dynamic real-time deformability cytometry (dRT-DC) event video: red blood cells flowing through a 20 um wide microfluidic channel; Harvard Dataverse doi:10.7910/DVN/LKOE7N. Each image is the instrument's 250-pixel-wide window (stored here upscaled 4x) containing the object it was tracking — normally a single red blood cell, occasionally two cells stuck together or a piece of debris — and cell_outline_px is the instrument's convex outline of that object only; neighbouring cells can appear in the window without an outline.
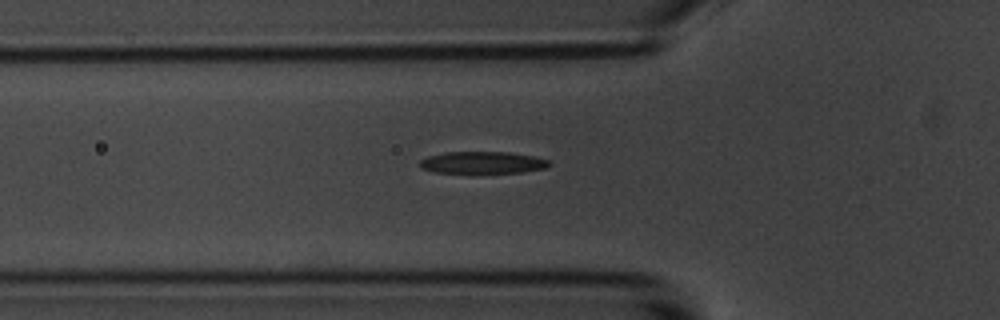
{"species": "common noctule bat (a hibernating species)", "species_latin": "Nyctalus noctula", "temperature_condition": "room temperature", "stored_images_in_passage": 37, "camera_frame_rate_fps": 3000, "um_per_image_px": 0.085, "animal": {"sex": "male", "body_mass_g": 20.1, "forearm_length_mm": 53.5}, "frame": {"image": 1, "passage_image": 7, "time_ms": 2.0, "image_size_px": [1000, 320], "cell_outline_px": [[552, 164], [548, 168], [520, 172], [432, 172], [420, 168], [420, 160], [428, 156], [444, 152], [508, 152], [532, 156], [552, 160]], "centroid_in_image_um": [41.05, 13.81], "position_along_channel_um": 84.7, "area_um2": 16.53}}
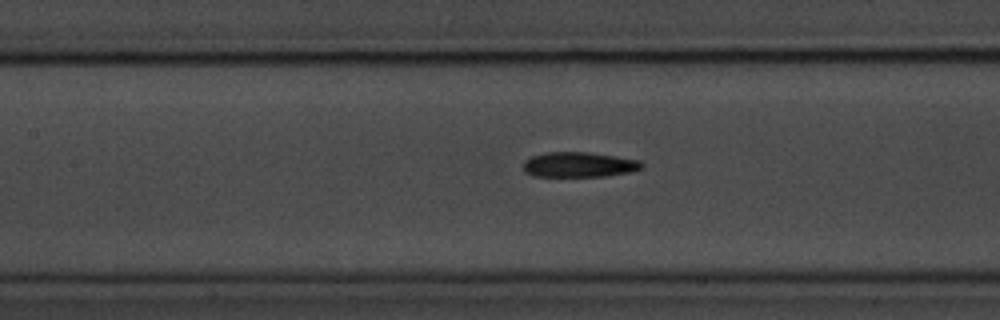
{"frame": {"image": 2, "passage_image": 13, "time_ms": 4.0, "image_size_px": [1000, 320], "cell_outline_px": [[644, 168], [632, 172], [608, 176], [532, 176], [524, 172], [524, 160], [532, 156], [548, 152], [588, 152], [640, 160], [644, 164]], "centroid_in_image_um": [49.25, 14.0], "position_along_channel_um": 158.2, "area_um2": 17.46}}
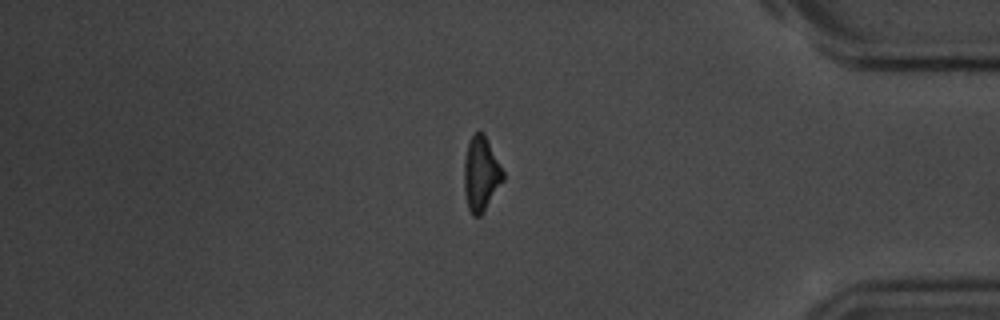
{"frame": {"image": 3, "passage_image": 35, "time_ms": 11.333, "image_size_px": [1000, 320], "cell_outline_px": [[504, 180], [484, 212], [480, 216], [472, 216], [468, 208], [464, 192], [464, 160], [468, 144], [472, 136], [480, 128], [484, 132], [504, 172]], "centroid_in_image_um": [40.89, 14.78], "position_along_channel_um": 394.3, "area_um2": 17.11}}